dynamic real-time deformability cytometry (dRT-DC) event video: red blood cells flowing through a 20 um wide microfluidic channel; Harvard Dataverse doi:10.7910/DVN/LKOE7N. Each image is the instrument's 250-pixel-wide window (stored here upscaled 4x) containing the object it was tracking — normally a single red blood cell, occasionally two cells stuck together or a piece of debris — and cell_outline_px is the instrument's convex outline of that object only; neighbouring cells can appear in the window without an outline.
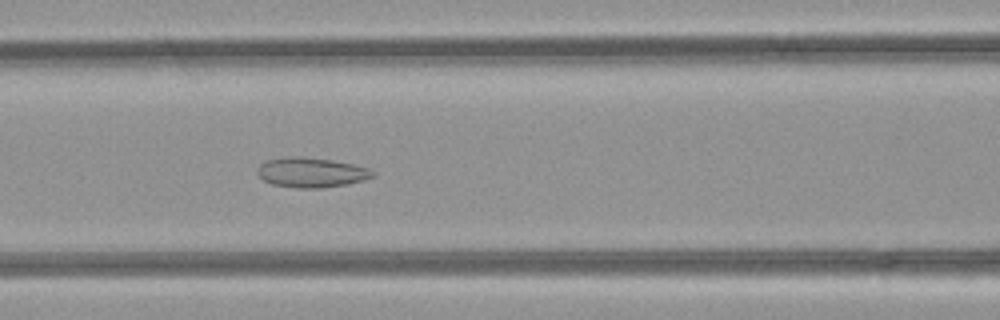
{"species": "common noctule bat (a hibernating species)", "species_latin": "Nyctalus noctula", "temperature_condition": "room temperature", "stored_images_in_passage": 38, "camera_frame_rate_fps": 3000, "um_per_image_px": 0.085, "animal": {"sex": "female", "body_mass_g": 21.9}, "frame": {"image": 1, "passage_image": 12, "time_ms": 3.667, "image_size_px": [1000, 320], "cell_outline_px": [[376, 176], [364, 180], [348, 184], [320, 188], [296, 188], [272, 184], [264, 180], [256, 172], [256, 168], [264, 160], [288, 156], [300, 156], [332, 160], [352, 164], [368, 168], [376, 172]], "centroid_in_image_um": [26.45, 14.65], "position_along_channel_um": 140.1, "area_um2": 20.29}}
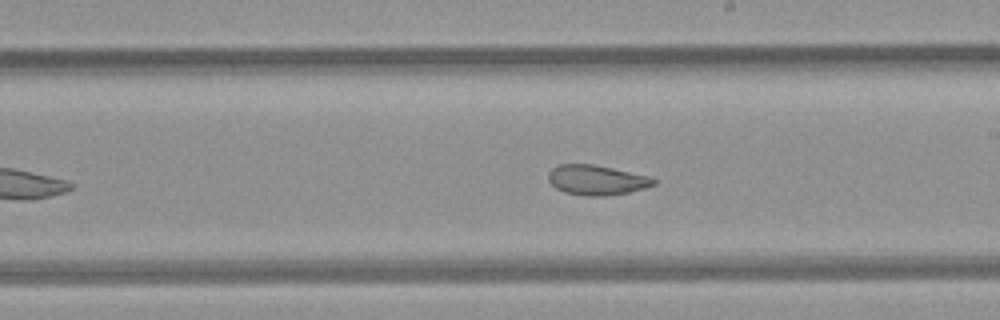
{"frame": {"image": 2, "passage_image": 19, "time_ms": 6.0, "image_size_px": [1000, 320], "cell_outline_px": [[660, 180], [656, 184], [644, 188], [628, 192], [608, 196], [584, 196], [564, 192], [556, 188], [548, 180], [548, 172], [552, 168], [560, 164], [596, 164], [652, 176]], "centroid_in_image_um": [50.77, 15.29], "position_along_channel_um": 238.2, "area_um2": 18.79}}
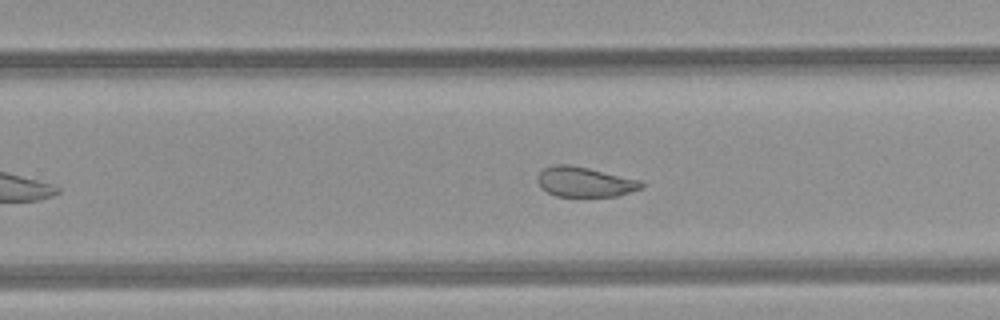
{"frame": {"image": 3, "passage_image": 22, "time_ms": 7.0, "image_size_px": [1000, 320], "cell_outline_px": [[644, 188], [616, 196], [556, 196], [540, 188], [536, 180], [536, 176], [544, 168], [552, 164], [568, 164], [588, 168], [640, 180], [644, 184]], "centroid_in_image_um": [49.67, 15.46], "position_along_channel_um": 280.1, "area_um2": 18.21}, "authors_computed_cell_mechanics": {"area_um2": 21.1837, "velocity_mm_per_s": 4.208, "shape_relaxation_time_tau1_ms": null, "shape_relaxation_time_tau2_ms": 1.5449, "deformation_change_tau1": null, "deformation_change_tau2": 0.0679}}